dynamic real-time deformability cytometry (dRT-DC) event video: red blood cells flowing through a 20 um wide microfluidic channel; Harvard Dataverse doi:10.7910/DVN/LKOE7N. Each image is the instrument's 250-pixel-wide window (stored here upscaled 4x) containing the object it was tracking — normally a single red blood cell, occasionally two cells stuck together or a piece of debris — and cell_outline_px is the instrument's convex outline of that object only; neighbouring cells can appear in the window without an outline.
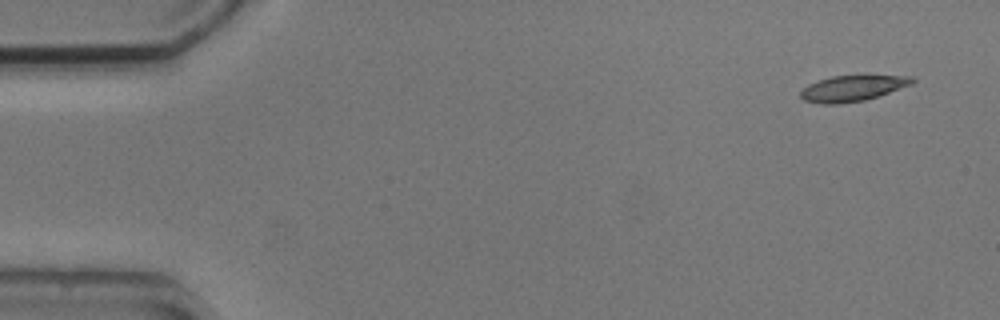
{"species": "common noctule bat (a hibernating species)", "species_latin": "Nyctalus noctula", "temperature_condition": "cold", "stored_images_in_passage": 5, "camera_frame_rate_fps": 3000, "um_per_image_px": 0.085, "animal": {"sex": "male", "body_mass_g": 20.5, "forearm_length_mm": 52.5}, "frame": {"image": 1, "passage_image": 1, "time_ms": 0.0, "image_size_px": [1000, 320], "cell_outline_px": [[916, 80], [912, 84], [864, 100], [840, 104], [820, 104], [804, 100], [800, 96], [800, 92], [808, 84], [832, 76], [912, 76]], "centroid_in_image_um": [72.43, 7.51], "position_along_channel_um": 12.6, "area_um2": 16.47}}
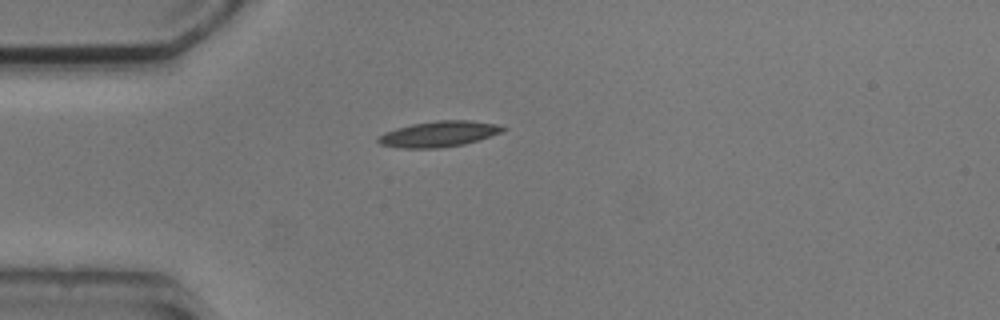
{"frame": {"image": 2, "passage_image": 4, "time_ms": 3.667, "image_size_px": [1000, 320], "cell_outline_px": [[508, 128], [500, 132], [464, 144], [436, 148], [396, 148], [380, 144], [376, 140], [376, 136], [384, 132], [396, 128], [412, 124], [436, 120], [472, 120], [496, 124]], "centroid_in_image_um": [37.22, 11.38], "position_along_channel_um": 47.8, "area_um2": 18.67}}